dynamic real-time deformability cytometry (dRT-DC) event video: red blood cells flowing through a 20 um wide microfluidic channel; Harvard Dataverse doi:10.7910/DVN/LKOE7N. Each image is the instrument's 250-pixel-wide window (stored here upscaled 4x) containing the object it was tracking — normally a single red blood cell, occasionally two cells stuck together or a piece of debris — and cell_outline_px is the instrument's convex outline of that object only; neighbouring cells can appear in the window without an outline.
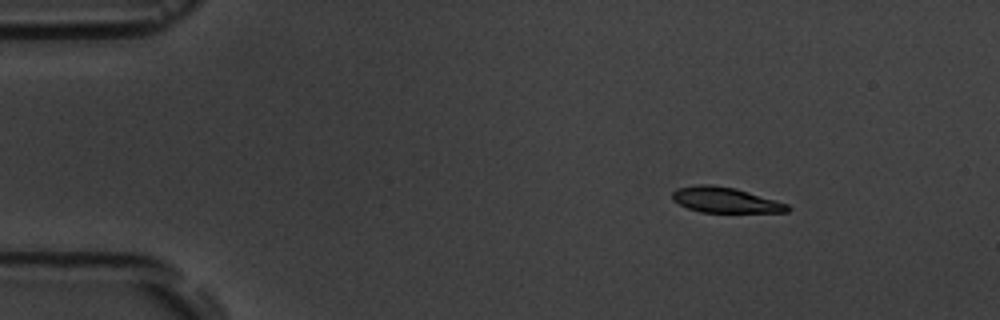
{"species": "common noctule bat (a hibernating species)", "species_latin": "Nyctalus noctula", "temperature_condition": "room temperature", "stored_images_in_passage": 7, "camera_frame_rate_fps": 3000, "um_per_image_px": 0.085, "animal": {"sex": "male", "body_mass_g": 19.5, "forearm_length_mm": 54.6}, "frame": {"image": 1, "passage_image": 2, "time_ms": 1.0, "image_size_px": [1000, 320], "cell_outline_px": [[792, 208], [788, 212], [700, 212], [688, 208], [672, 200], [672, 192], [676, 188], [700, 184], [712, 184], [736, 188], [788, 204]], "centroid_in_image_um": [61.64, 16.99], "position_along_channel_um": 23.4, "area_um2": 17.11}}
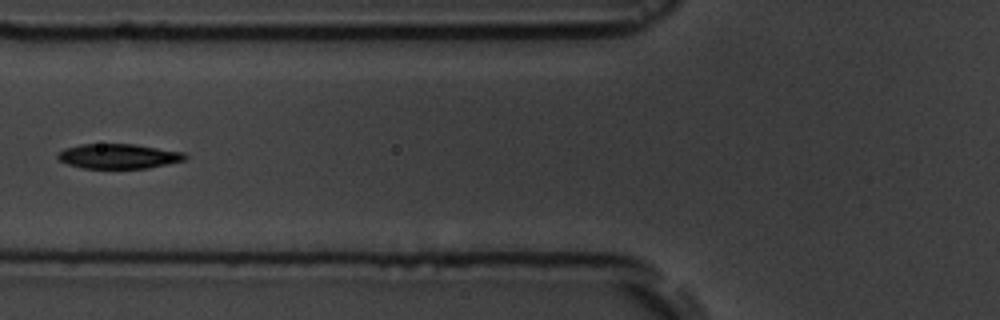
{"frame": {"image": 2, "passage_image": 6, "time_ms": 5.667, "image_size_px": [1000, 320], "cell_outline_px": [[188, 156], [184, 160], [148, 168], [80, 168], [68, 164], [60, 160], [56, 156], [64, 148], [80, 144], [132, 144], [184, 152]], "centroid_in_image_um": [10.06, 13.28], "position_along_channel_um": 115.7, "area_um2": 18.26}}
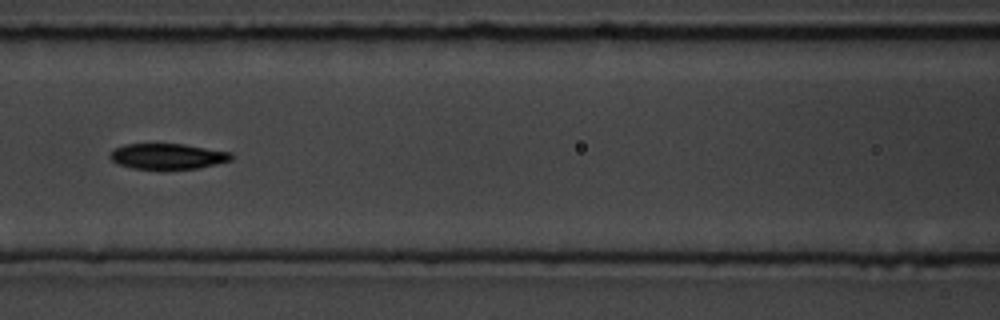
{"frame": {"image": 3, "passage_image": 7, "time_ms": 6.667, "image_size_px": [1000, 320], "cell_outline_px": [[232, 160], [200, 168], [132, 168], [116, 164], [108, 156], [108, 152], [112, 148], [124, 144], [184, 144], [232, 152]], "centroid_in_image_um": [14.2, 13.27], "position_along_channel_um": 152.4, "area_um2": 18.15}}